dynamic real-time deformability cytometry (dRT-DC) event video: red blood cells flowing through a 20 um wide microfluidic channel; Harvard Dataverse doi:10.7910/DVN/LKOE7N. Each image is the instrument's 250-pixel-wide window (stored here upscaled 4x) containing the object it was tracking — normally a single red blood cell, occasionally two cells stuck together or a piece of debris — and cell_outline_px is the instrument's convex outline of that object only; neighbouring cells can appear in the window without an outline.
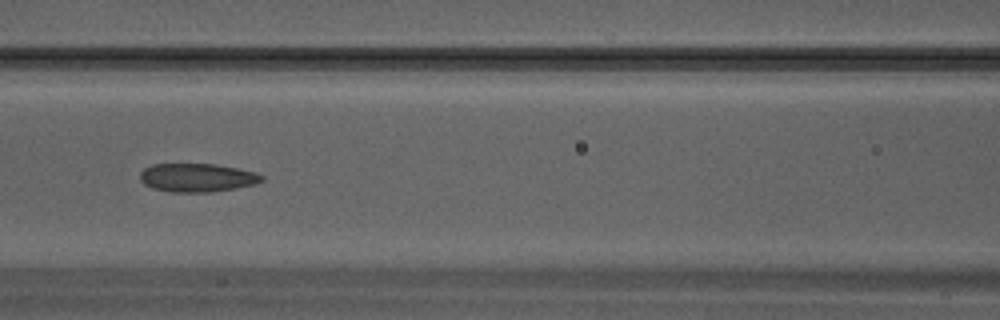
{"species": "Egyptian fruit bat (a non-hibernating species)", "species_latin": "Rousettus aegyptiacus", "temperature_condition": "warm", "stored_images_in_passage": 32, "camera_frame_rate_fps": 3000, "um_per_image_px": 0.085, "animal": {"sex": "male"}, "frame": {"image": 1, "passage_image": 14, "time_ms": 4.333, "image_size_px": [1000, 320], "cell_outline_px": [[264, 180], [256, 184], [208, 192], [172, 192], [152, 188], [144, 184], [140, 180], [140, 172], [144, 168], [152, 164], [216, 164], [256, 172], [264, 176]], "centroid_in_image_um": [16.74, 15.09], "position_along_channel_um": 149.9, "area_um2": 20.17}}
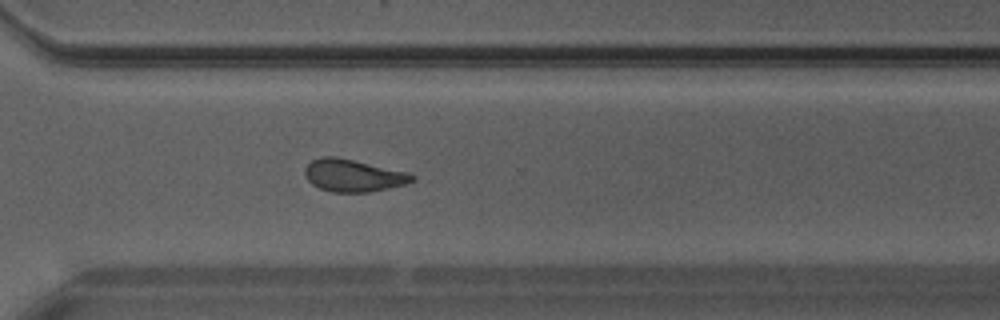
{"frame": {"image": 2, "passage_image": 23, "time_ms": 7.333, "image_size_px": [1000, 320], "cell_outline_px": [[416, 180], [404, 184], [388, 188], [368, 192], [332, 192], [320, 188], [312, 184], [304, 176], [304, 168], [312, 160], [320, 156], [336, 156], [408, 172], [416, 176]], "centroid_in_image_um": [30.01, 14.91], "position_along_channel_um": 340.6, "area_um2": 20.29}}